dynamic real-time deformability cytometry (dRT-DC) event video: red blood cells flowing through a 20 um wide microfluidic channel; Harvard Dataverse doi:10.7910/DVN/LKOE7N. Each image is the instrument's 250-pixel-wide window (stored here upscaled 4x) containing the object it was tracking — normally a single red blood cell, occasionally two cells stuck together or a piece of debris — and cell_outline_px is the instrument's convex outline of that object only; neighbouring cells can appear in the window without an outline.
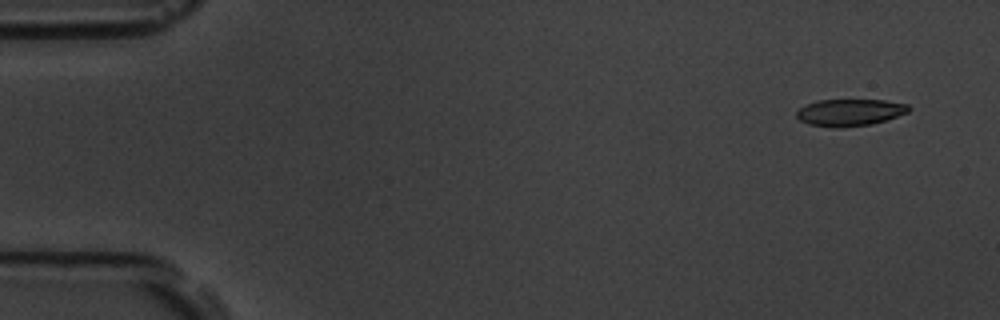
{"species": "common noctule bat (a hibernating species)", "species_latin": "Nyctalus noctula", "temperature_condition": "room temperature", "stored_images_in_passage": 5, "camera_frame_rate_fps": 3000, "um_per_image_px": 0.085, "animal": {"sex": "male", "body_mass_g": 19.5, "forearm_length_mm": 54.6}, "frame": {"image": 1, "passage_image": 1, "time_ms": 0.0, "image_size_px": [1000, 320], "cell_outline_px": [[912, 108], [908, 112], [872, 124], [836, 128], [832, 128], [808, 124], [800, 120], [796, 116], [796, 112], [800, 108], [816, 100], [884, 100], [908, 104]], "centroid_in_image_um": [72.23, 9.56], "position_along_channel_um": 12.8, "area_um2": 17.57}}
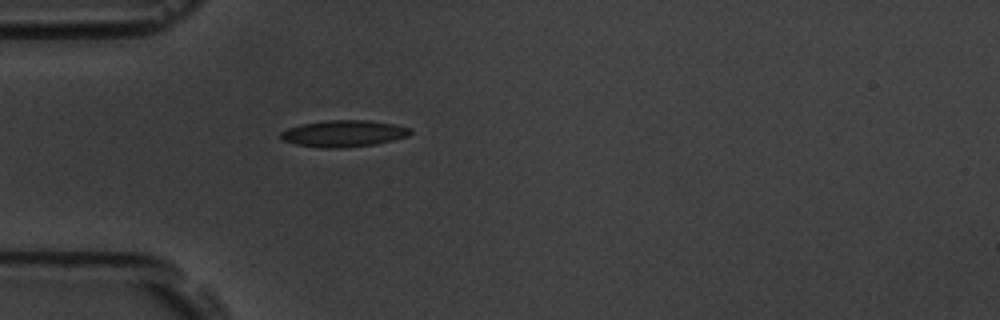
{"frame": {"image": 2, "passage_image": 5, "time_ms": 4.333, "image_size_px": [1000, 320], "cell_outline_px": [[412, 132], [408, 136], [376, 144], [340, 148], [320, 148], [296, 144], [284, 140], [280, 136], [280, 132], [288, 128], [300, 124], [324, 120], [368, 120], [392, 124], [412, 128]], "centroid_in_image_um": [29.2, 11.34], "position_along_channel_um": 55.8, "area_um2": 20.11}}